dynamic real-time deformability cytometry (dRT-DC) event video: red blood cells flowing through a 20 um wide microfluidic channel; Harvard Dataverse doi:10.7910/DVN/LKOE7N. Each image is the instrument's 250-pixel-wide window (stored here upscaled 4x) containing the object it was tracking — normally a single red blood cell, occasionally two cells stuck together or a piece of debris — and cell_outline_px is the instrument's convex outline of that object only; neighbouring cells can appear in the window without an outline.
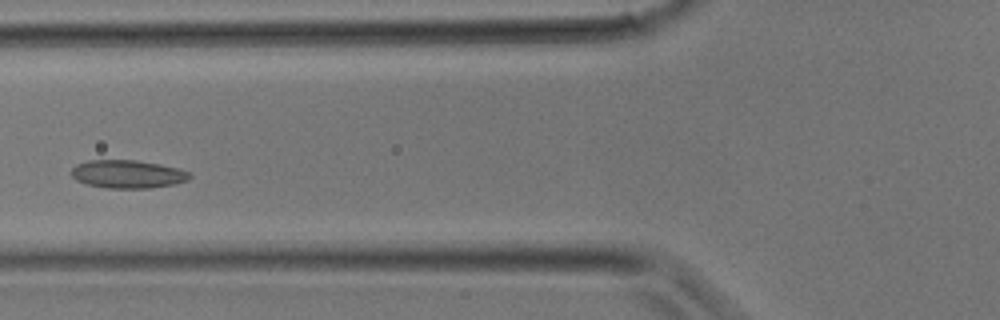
{"species": "common noctule bat (a hibernating species)", "species_latin": "Nyctalus noctula", "temperature_condition": "room temperature", "stored_images_in_passage": 31, "camera_frame_rate_fps": 3000, "um_per_image_px": 0.085, "animal": {"sex": "male", "body_mass_g": 17.9}, "frame": {"image": 1, "passage_image": 10, "time_ms": 3.0, "image_size_px": [1000, 320], "cell_outline_px": [[192, 176], [188, 180], [172, 184], [148, 188], [108, 188], [88, 184], [76, 180], [68, 172], [76, 164], [88, 160], [136, 160], [160, 164], [180, 168], [188, 172]], "centroid_in_image_um": [10.82, 14.79], "position_along_channel_um": 115.0, "area_um2": 19.42}}
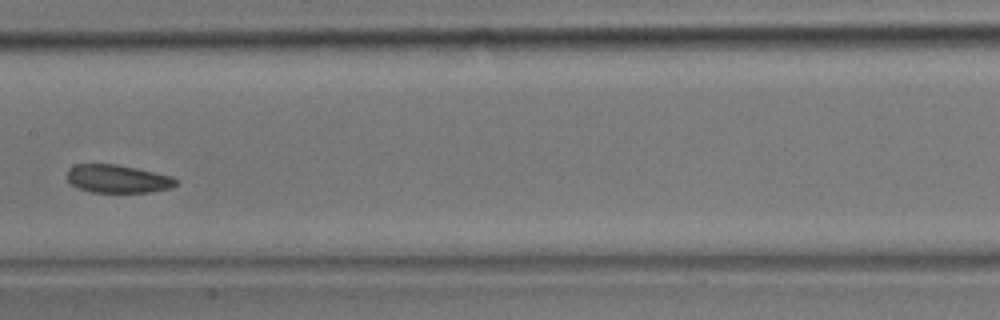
{"frame": {"image": 2, "passage_image": 14, "time_ms": 4.333, "image_size_px": [1000, 320], "cell_outline_px": [[180, 180], [172, 188], [152, 192], [92, 192], [80, 188], [72, 184], [68, 180], [68, 168], [76, 164], [116, 164], [136, 168], [172, 176]], "centroid_in_image_um": [10.05, 15.2], "position_along_channel_um": 197.4, "area_um2": 17.8}}